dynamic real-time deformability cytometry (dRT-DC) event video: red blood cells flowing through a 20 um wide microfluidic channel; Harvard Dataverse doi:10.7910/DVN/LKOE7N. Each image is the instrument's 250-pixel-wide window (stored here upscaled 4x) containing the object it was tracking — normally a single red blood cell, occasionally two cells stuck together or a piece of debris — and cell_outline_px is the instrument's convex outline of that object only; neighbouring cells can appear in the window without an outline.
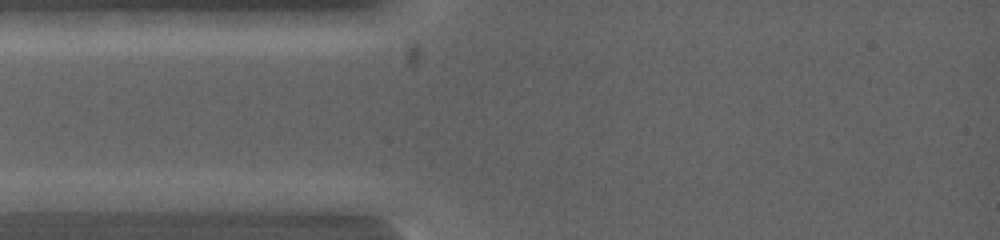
{"species": "common noctule bat (a hibernating species)", "species_latin": "Nyctalus noctula", "temperature_condition": "warm", "stored_images_in_passage": 3, "camera_frame_rate_fps": 5000, "um_per_image_px": 0.085, "animal": {"sex": "female", "body_mass_g": 19.0, "forearm_length_mm": 53.3}, "frame": {"image": 1, "passage_image": 1, "time_ms": 0.0, "image_size_px": [1000, 240], "cell_outline_px": [[120, 200], [96, 212], [36, 212], [28, 200], [36, 192], [104, 192]], "centroid_in_image_um": [6.04, 17.15], "position_along_channel_um": 79.0, "area_um2": 11.21}}